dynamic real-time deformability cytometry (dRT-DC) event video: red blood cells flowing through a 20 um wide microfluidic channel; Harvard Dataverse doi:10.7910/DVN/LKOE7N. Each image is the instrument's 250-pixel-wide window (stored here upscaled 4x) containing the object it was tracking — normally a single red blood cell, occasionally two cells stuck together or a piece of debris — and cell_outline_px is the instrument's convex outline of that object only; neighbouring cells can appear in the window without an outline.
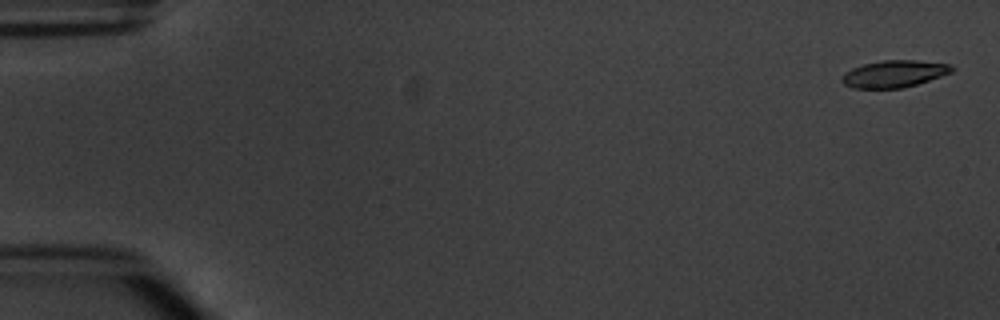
{"species": "common noctule bat (a hibernating species)", "species_latin": "Nyctalus noctula", "temperature_condition": "warm", "stored_images_in_passage": 5, "camera_frame_rate_fps": 3000, "um_per_image_px": 0.085, "animal": {"sex": "male", "body_mass_g": 20.1, "forearm_length_mm": 53.5}, "frame": {"image": 1, "passage_image": 1, "time_ms": 0.0, "image_size_px": [1000, 320], "cell_outline_px": [[956, 68], [952, 72], [916, 84], [900, 88], [852, 88], [844, 84], [840, 80], [840, 76], [844, 72], [852, 68], [864, 64], [884, 60], [916, 60], [948, 64]], "centroid_in_image_um": [75.96, 6.27], "position_along_channel_um": 9.0, "area_um2": 17.22}}
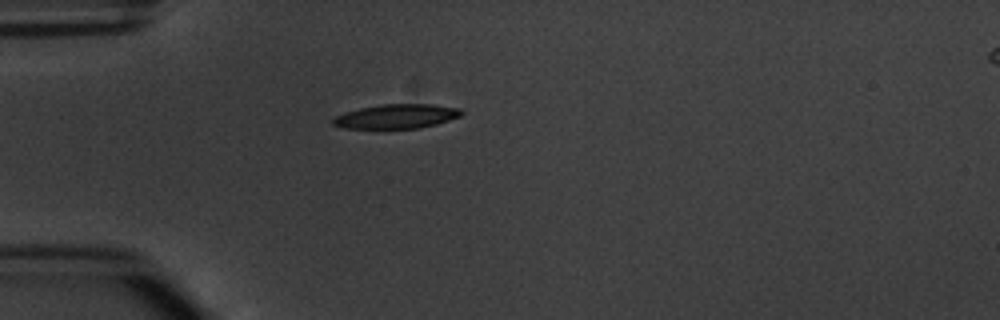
{"frame": {"image": 2, "passage_image": 5, "time_ms": 4.667, "image_size_px": [1000, 320], "cell_outline_px": [[464, 112], [460, 116], [436, 124], [420, 128], [344, 128], [332, 124], [332, 120], [336, 116], [344, 112], [360, 108], [384, 104], [432, 104], [460, 108]], "centroid_in_image_um": [33.71, 9.88], "position_along_channel_um": 51.3, "area_um2": 18.09}}